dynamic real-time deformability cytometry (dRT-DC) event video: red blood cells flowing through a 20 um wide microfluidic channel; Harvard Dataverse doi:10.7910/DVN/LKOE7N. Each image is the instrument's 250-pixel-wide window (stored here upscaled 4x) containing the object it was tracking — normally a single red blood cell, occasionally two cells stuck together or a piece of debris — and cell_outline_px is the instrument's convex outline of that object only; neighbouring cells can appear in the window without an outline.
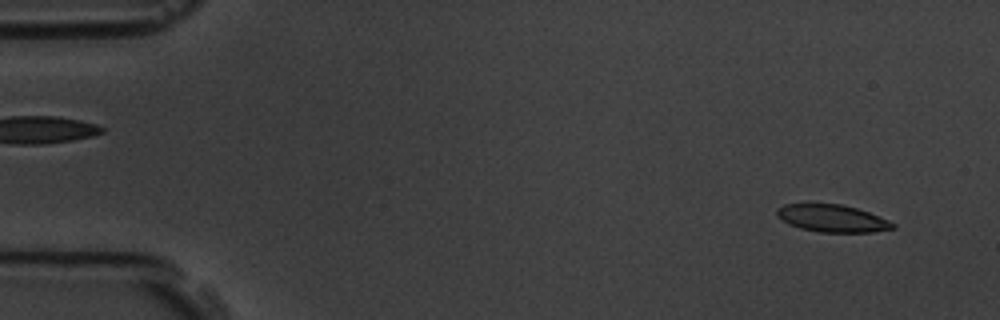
{"species": "common noctule bat (a hibernating species)", "species_latin": "Nyctalus noctula", "temperature_condition": "room temperature", "stored_images_in_passage": 5, "segment_of_instrument_passage": [2, 2], "camera_frame_rate_fps": 3000, "um_per_image_px": 0.085, "animal": {"sex": "male", "body_mass_g": 19.5, "forearm_length_mm": 54.6}, "frame": {"image": 1, "passage_image": 5, "time_ms": 4.667, "image_size_px": [1000, 320], "cell_outline_px": [[896, 228], [872, 232], [820, 232], [800, 228], [788, 224], [776, 216], [776, 208], [784, 204], [840, 204], [856, 208], [868, 212], [888, 220], [896, 224]], "centroid_in_image_um": [70.72, 18.56], "position_along_channel_um": 14.3, "area_um2": 18.44}}